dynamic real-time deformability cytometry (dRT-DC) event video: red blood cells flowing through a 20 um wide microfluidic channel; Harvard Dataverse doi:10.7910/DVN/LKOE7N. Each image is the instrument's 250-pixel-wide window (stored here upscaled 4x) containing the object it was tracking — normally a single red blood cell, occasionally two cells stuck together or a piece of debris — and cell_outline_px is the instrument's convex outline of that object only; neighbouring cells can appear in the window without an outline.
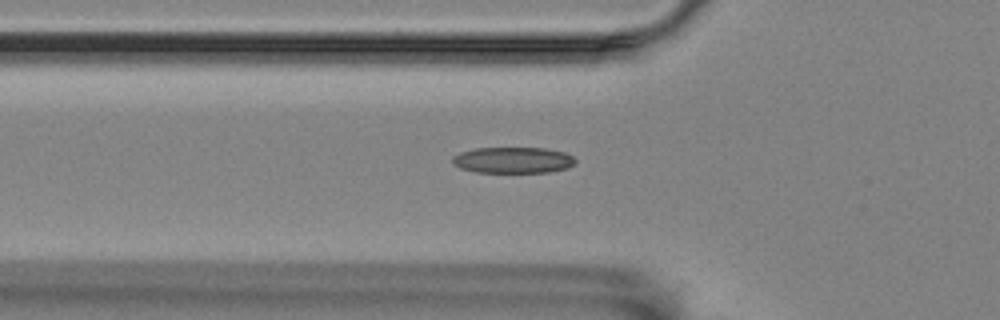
{"species": "Egyptian fruit bat (a non-hibernating species)", "species_latin": "Rousettus aegyptiacus", "temperature_condition": "room temperature", "stored_images_in_passage": 41, "camera_frame_rate_fps": 3000, "um_per_image_px": 0.085, "animal": {"sex": "female"}, "frame": {"image": 1, "passage_image": 3, "time_ms": 0.667, "image_size_px": [1000, 320], "cell_outline_px": [[576, 160], [568, 168], [548, 172], [476, 172], [460, 168], [452, 164], [452, 156], [460, 152], [476, 148], [544, 148], [564, 152], [572, 156]], "centroid_in_image_um": [43.57, 13.61], "position_along_channel_um": 82.2, "area_um2": 18.67}}
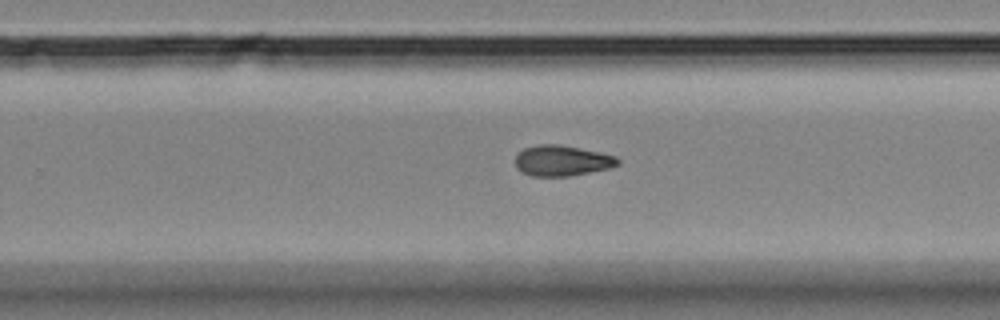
{"frame": {"image": 2, "passage_image": 20, "time_ms": 6.333, "image_size_px": [1000, 320], "cell_outline_px": [[620, 164], [608, 168], [568, 176], [532, 176], [516, 168], [516, 156], [524, 148], [536, 144], [556, 144], [580, 148], [600, 152], [616, 156], [620, 160]], "centroid_in_image_um": [47.77, 13.64], "position_along_channel_um": 282.0, "area_um2": 18.15}}
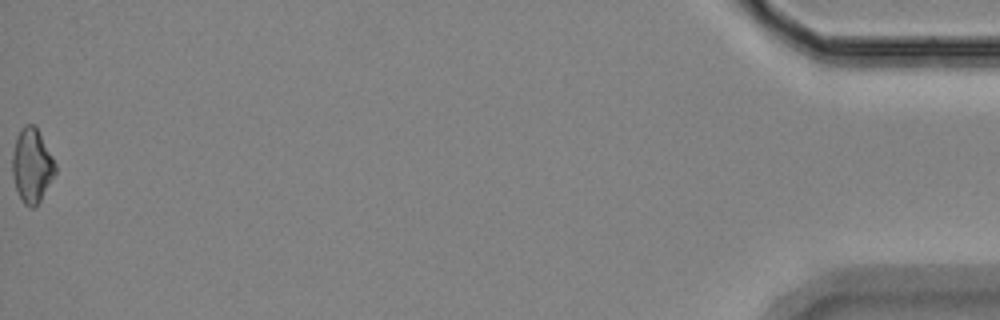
{"frame": {"image": 3, "passage_image": 41, "time_ms": 13.333, "image_size_px": [1000, 320], "cell_outline_px": [[56, 172], [40, 200], [32, 208], [28, 208], [24, 204], [16, 188], [12, 176], [12, 156], [16, 136], [20, 128], [24, 124], [32, 124], [36, 128], [52, 156], [56, 164]], "centroid_in_image_um": [2.69, 14.06], "position_along_channel_um": 432.5, "area_um2": 18.32}, "authors_computed_cell_mechanics": {"area_um2": 18.207, "velocity_mm_per_s": 3.5096, "shape_relaxation_time_tau1_ms": 4.5691, "shape_relaxation_time_tau2_ms": null, "deformation_change_tau1": 0.1328, "deformation_change_tau2": null}}